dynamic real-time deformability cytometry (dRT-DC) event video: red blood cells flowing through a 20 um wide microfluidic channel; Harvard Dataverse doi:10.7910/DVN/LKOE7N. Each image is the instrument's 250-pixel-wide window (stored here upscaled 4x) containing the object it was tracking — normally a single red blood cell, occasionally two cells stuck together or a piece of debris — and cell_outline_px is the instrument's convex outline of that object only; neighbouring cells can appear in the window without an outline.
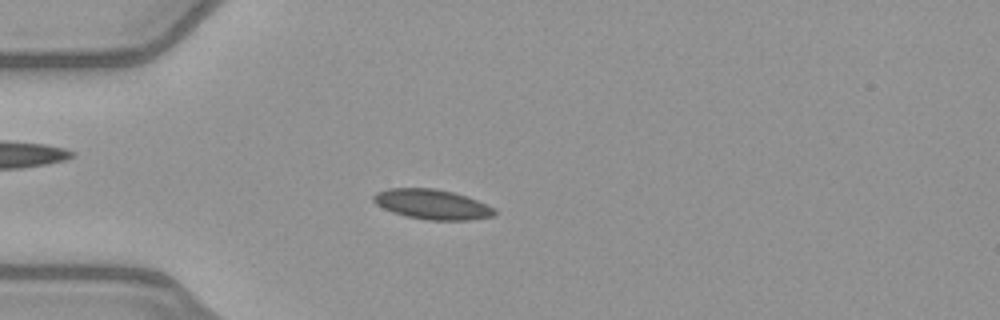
{"species": "common noctule bat (a hibernating species)", "species_latin": "Nyctalus noctula", "temperature_condition": "warm", "stored_images_in_passage": 23, "camera_frame_rate_fps": 3000, "um_per_image_px": 0.085, "animal": {"sex": "female", "body_mass_g": 21.9}, "frame": {"image": 1, "passage_image": 9, "time_ms": 2.667, "image_size_px": [1000, 320], "cell_outline_px": [[496, 216], [472, 220], [428, 220], [408, 216], [392, 212], [376, 204], [372, 200], [372, 196], [376, 192], [388, 188], [436, 188], [468, 196], [496, 208]], "centroid_in_image_um": [36.77, 17.36], "position_along_channel_um": 48.2, "area_um2": 21.33}}
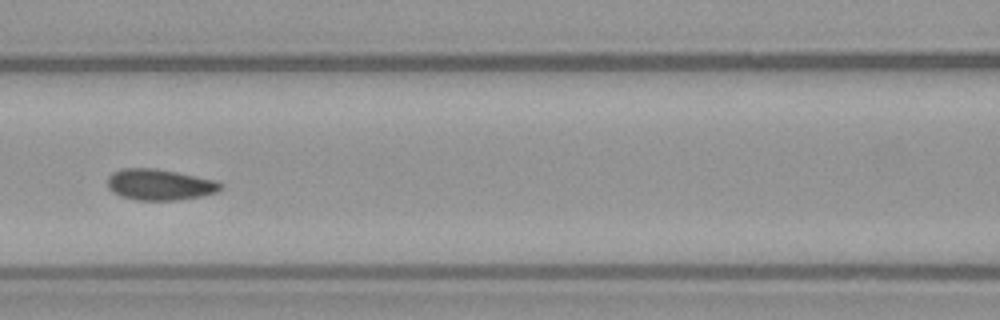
{"frame": {"image": 2, "passage_image": 18, "time_ms": 5.667, "image_size_px": [1000, 320], "cell_outline_px": [[224, 188], [216, 192], [200, 196], [176, 200], [136, 200], [120, 196], [112, 192], [108, 188], [108, 176], [112, 172], [120, 168], [156, 168], [216, 180], [224, 184]], "centroid_in_image_um": [13.56, 15.69], "position_along_channel_um": 153.0, "area_um2": 20.63}}
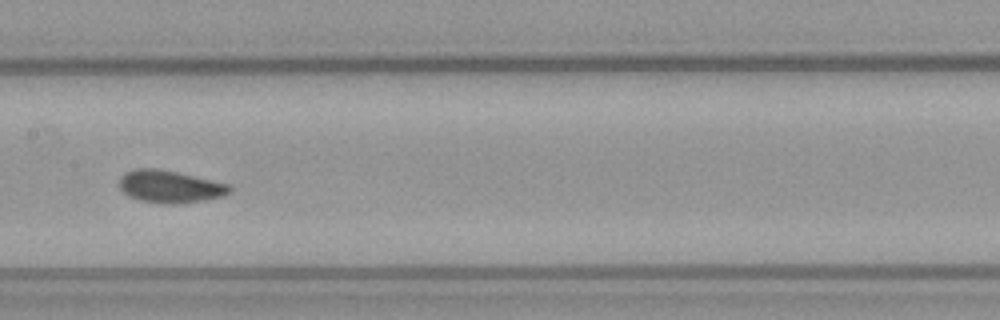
{"frame": {"image": 3, "passage_image": 21, "time_ms": 6.667, "image_size_px": [1000, 320], "cell_outline_px": [[232, 188], [224, 196], [204, 200], [172, 204], [160, 204], [140, 200], [124, 192], [120, 188], [120, 176], [124, 172], [136, 168], [156, 168], [176, 172], [232, 184]], "centroid_in_image_um": [14.46, 15.85], "position_along_channel_um": 192.9, "area_um2": 20.81}}